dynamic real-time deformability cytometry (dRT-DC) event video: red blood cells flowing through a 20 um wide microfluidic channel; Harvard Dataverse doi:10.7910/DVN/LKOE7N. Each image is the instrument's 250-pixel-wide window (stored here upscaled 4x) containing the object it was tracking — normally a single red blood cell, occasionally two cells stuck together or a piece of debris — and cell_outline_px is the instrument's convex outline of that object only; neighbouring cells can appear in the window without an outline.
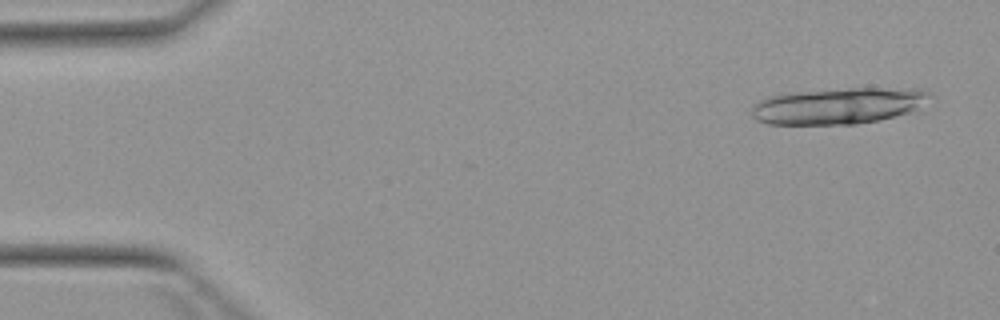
{"species": "Egyptian fruit bat (a non-hibernating species)", "species_latin": "Rousettus aegyptiacus", "temperature_condition": "warm", "stored_images_in_passage": 5, "camera_frame_rate_fps": 3000, "um_per_image_px": 0.085, "animal": {"sex": "female"}, "frame": {"image": 1, "passage_image": 1, "time_ms": 0.0, "image_size_px": [1000, 320], "cell_outline_px": [[932, 96], [912, 112], [880, 120], [856, 124], [768, 124], [756, 120], [752, 116], [752, 104], [768, 96], [788, 92], [852, 88], [928, 88]], "centroid_in_image_um": [71.28, 8.98], "position_along_channel_um": 13.7, "area_um2": 38.09}}